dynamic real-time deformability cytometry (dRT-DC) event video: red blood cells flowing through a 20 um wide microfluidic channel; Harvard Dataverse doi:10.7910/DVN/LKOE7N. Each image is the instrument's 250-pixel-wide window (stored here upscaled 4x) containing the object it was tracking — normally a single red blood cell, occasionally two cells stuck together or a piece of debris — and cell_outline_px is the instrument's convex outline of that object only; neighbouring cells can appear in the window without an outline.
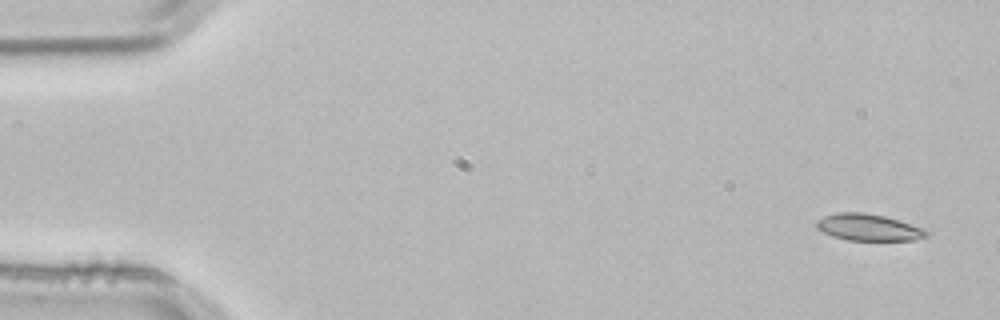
{"species": "common noctule bat (a hibernating species)", "species_latin": "Nyctalus noctula", "temperature_condition": "room temperature", "stored_images_in_passage": 4, "segment_of_instrument_passage": [1, 2], "camera_frame_rate_fps": 3000, "um_per_image_px": 0.085, "animal": {"sex": "male", "body_mass_g": 21.5, "forearm_length_mm": 52.0}, "frame": {"image": 1, "passage_image": 1, "time_ms": 0.0, "image_size_px": [1000, 320], "cell_outline_px": [[928, 236], [912, 240], [848, 240], [832, 236], [816, 228], [816, 220], [824, 216], [836, 212], [864, 212], [884, 216], [924, 228], [928, 232]], "centroid_in_image_um": [73.79, 19.32], "position_along_channel_um": 11.2, "area_um2": 17.05}}
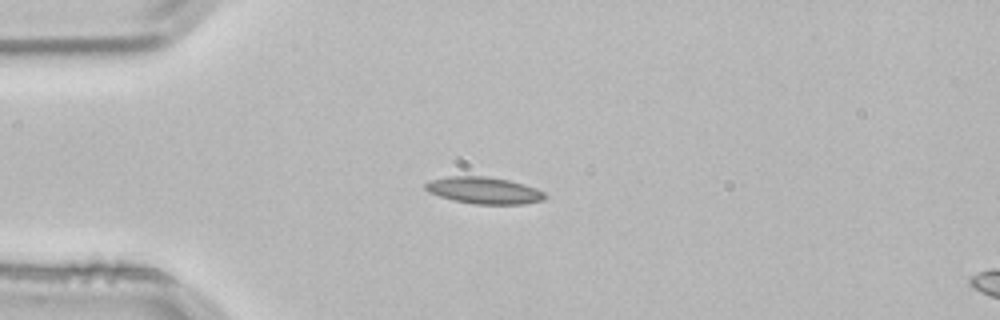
{"frame": {"image": 2, "passage_image": 3, "time_ms": 0.667, "image_size_px": [1000, 320], "cell_outline_px": [[548, 196], [544, 200], [524, 204], [472, 204], [452, 200], [428, 192], [424, 188], [424, 184], [432, 180], [448, 176], [488, 176], [508, 180], [536, 188], [544, 192]], "centroid_in_image_um": [41.14, 16.19], "position_along_channel_um": 43.9, "area_um2": 18.73}}